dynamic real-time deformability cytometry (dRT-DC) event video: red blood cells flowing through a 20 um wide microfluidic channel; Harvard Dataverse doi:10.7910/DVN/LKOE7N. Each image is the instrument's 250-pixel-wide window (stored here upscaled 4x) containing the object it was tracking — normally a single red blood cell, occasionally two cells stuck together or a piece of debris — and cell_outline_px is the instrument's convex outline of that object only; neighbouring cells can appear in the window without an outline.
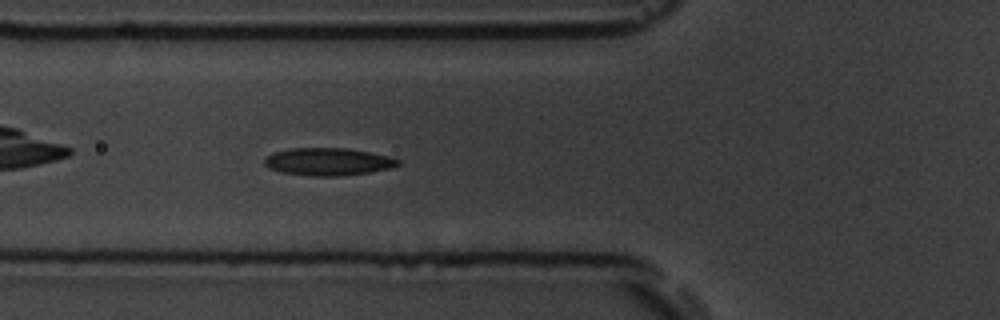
{"species": "common noctule bat (a hibernating species)", "species_latin": "Nyctalus noctula", "temperature_condition": "room temperature", "stored_images_in_passage": 37, "camera_frame_rate_fps": 3000, "um_per_image_px": 0.085, "animal": {"sex": "male", "body_mass_g": 19.5, "forearm_length_mm": 54.6}, "frame": {"image": 1, "passage_image": 6, "time_ms": 1.667, "image_size_px": [1000, 320], "cell_outline_px": [[400, 164], [392, 168], [368, 172], [340, 176], [312, 176], [280, 172], [268, 168], [264, 164], [264, 160], [272, 152], [292, 148], [348, 148], [392, 156], [400, 160]], "centroid_in_image_um": [27.91, 13.74], "position_along_channel_um": 97.9, "area_um2": 21.62}, "authors_computed_cell_mechanics": {"area_um2": 21.097, "velocity_mm_per_s": 3.6786, "shape_relaxation_time_tau1_ms": 4.2658, "shape_relaxation_time_tau2_ms": 2.5792, "deformation_change_tau1": 0.1312, "deformation_change_tau2": 0.09}}